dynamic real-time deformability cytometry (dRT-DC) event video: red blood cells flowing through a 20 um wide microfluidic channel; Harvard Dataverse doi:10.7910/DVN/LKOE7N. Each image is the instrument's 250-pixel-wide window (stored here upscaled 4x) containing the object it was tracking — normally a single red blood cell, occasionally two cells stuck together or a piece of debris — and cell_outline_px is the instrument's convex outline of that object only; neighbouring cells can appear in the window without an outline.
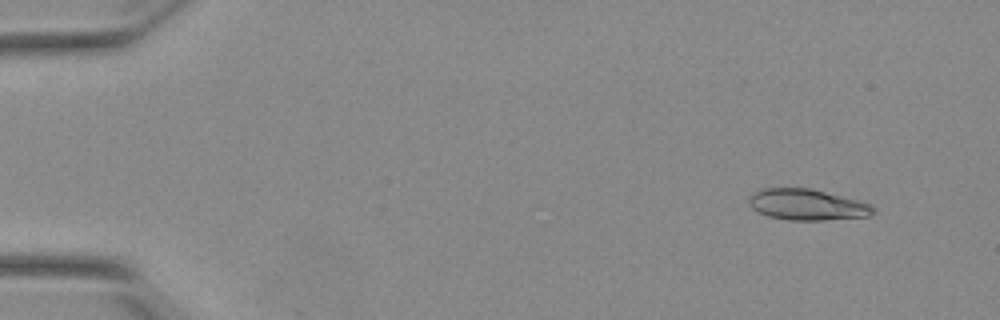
{"species": "Egyptian fruit bat (a non-hibernating species)", "species_latin": "Rousettus aegyptiacus", "temperature_condition": "warm", "stored_images_in_passage": 50, "camera_frame_rate_fps": 3000, "um_per_image_px": 0.085, "animal": {"sex": "female"}, "frame": {"image": 1, "passage_image": 1, "time_ms": 0.0, "image_size_px": [1000, 320], "cell_outline_px": [[876, 212], [872, 216], [824, 220], [788, 220], [768, 216], [752, 208], [748, 200], [756, 192], [764, 188], [812, 188], [872, 204], [876, 208]], "centroid_in_image_um": [68.68, 17.4], "position_along_channel_um": 16.3, "area_um2": 22.48}}
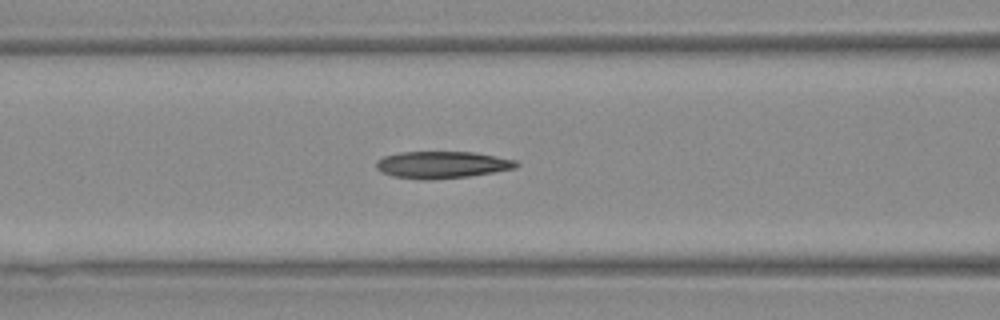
{"frame": {"image": 2, "passage_image": 19, "time_ms": 6.0, "image_size_px": [1000, 320], "cell_outline_px": [[520, 164], [516, 168], [468, 176], [428, 180], [420, 180], [392, 176], [380, 172], [376, 168], [376, 160], [384, 156], [400, 152], [472, 152], [516, 160]], "centroid_in_image_um": [37.52, 14.01], "position_along_channel_um": 129.1, "area_um2": 22.02}}
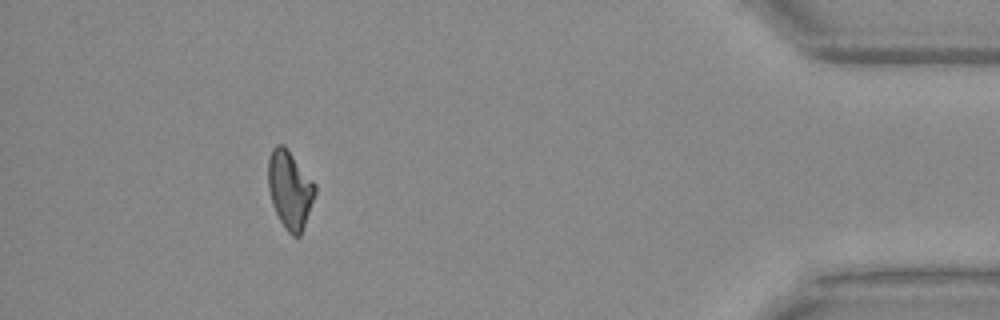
{"frame": {"image": 3, "passage_image": 45, "time_ms": 14.667, "image_size_px": [1000, 320], "cell_outline_px": [[316, 192], [300, 236], [292, 236], [284, 228], [272, 204], [268, 188], [268, 156], [272, 148], [276, 144], [284, 144], [288, 148], [316, 184]], "centroid_in_image_um": [24.62, 16.07], "position_along_channel_um": 410.6, "area_um2": 21.44}, "authors_computed_cell_mechanics": {"area_um2": 21.8773, "velocity_mm_per_s": 3.8672, "shape_relaxation_time_tau1_ms": null, "shape_relaxation_time_tau2_ms": 4.1209, "deformation_change_tau1": null, "deformation_change_tau2": 0.107}}